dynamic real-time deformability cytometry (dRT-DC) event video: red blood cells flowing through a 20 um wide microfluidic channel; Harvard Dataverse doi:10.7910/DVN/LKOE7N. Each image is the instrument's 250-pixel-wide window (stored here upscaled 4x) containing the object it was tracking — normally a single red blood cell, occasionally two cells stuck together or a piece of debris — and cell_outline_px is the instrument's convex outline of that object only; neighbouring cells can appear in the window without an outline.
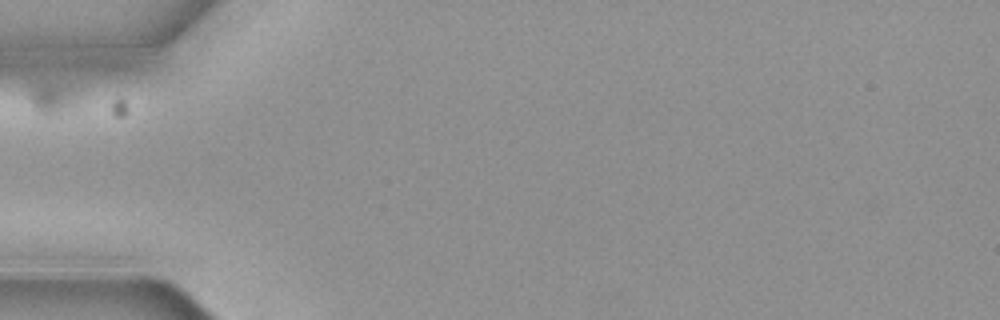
{"species": "common noctule bat (a hibernating species)", "species_latin": "Nyctalus noctula", "temperature_condition": "cold", "stored_images_in_passage": 4, "camera_frame_rate_fps": 3000, "um_per_image_px": 0.085, "animal": {"sex": "female", "body_mass_g": 19.3, "forearm_length_mm": 54.1}, "frame": {"image": 1, "passage_image": 1, "time_ms": 0.0, "image_size_px": [1000, 320], "cell_outline_px": [[84, 92], [76, 108], [68, 112], [56, 116], [44, 116], [36, 112], [32, 108], [28, 100], [28, 84], [32, 80], [48, 80], [72, 84], [80, 88]], "centroid_in_image_um": [4.53, 8.26], "position_along_channel_um": 80.5, "area_um2": 11.44}}
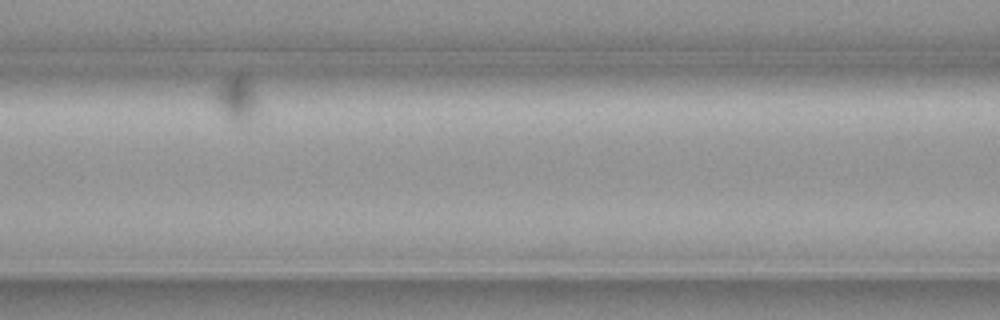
{"frame": {"image": 2, "passage_image": 3, "time_ms": 0.667, "image_size_px": [1000, 320], "cell_outline_px": [[256, 108], [252, 116], [248, 120], [240, 124], [224, 116], [220, 112], [216, 104], [216, 88], [228, 76], [240, 72], [248, 76], [252, 84], [256, 96]], "centroid_in_image_um": [20.1, 8.33], "position_along_channel_um": 146.5, "area_um2": 11.27}}